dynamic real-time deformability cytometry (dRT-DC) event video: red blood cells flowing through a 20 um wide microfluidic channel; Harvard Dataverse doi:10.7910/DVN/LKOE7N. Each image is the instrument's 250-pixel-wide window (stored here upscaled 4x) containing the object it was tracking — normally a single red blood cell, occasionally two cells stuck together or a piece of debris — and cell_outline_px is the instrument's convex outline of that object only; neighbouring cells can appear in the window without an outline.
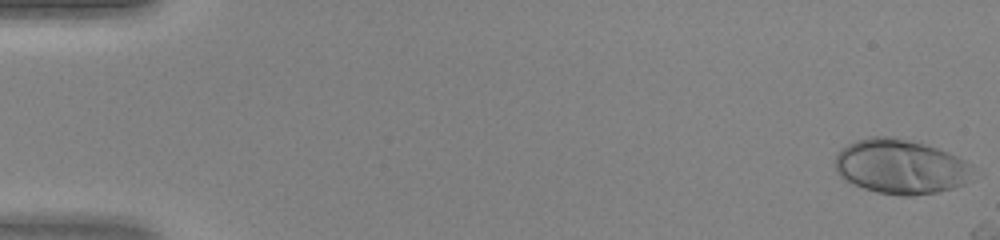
{"species": "human", "species_latin": "Homo sapiens", "temperature_condition": "warm", "stored_images_in_passage": 7, "camera_frame_rate_fps": 3000, "um_per_image_px": 0.085, "donor": {"sex": "female"}, "frame": {"image": 1, "passage_image": 1, "time_ms": 0.0, "image_size_px": [1000, 240], "cell_outline_px": [[972, 164], [964, 184], [952, 188], [936, 192], [908, 196], [900, 196], [876, 192], [864, 188], [840, 176], [836, 172], [836, 152], [840, 148], [856, 140], [872, 136], [888, 136], [908, 140], [924, 144], [948, 152]], "centroid_in_image_um": [76.5, 14.15], "position_along_channel_um": 8.5, "area_um2": 43.35}}